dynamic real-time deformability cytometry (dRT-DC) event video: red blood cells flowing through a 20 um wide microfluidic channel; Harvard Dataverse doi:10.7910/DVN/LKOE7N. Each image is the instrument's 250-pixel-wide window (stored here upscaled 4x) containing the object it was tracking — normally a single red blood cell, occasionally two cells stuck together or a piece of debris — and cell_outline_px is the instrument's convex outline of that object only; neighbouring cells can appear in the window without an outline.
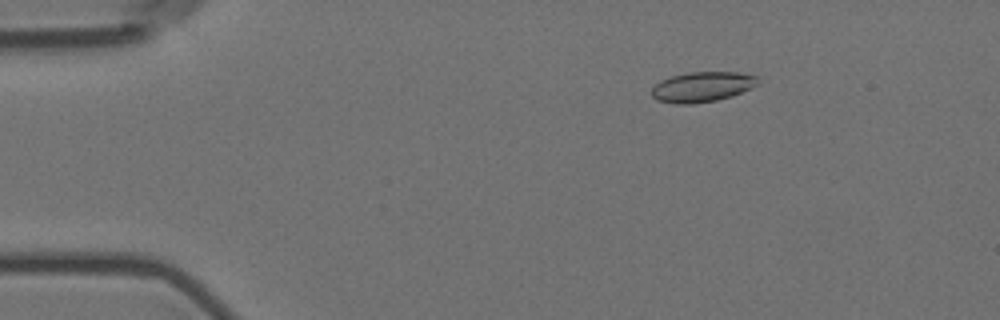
{"species": "Egyptian fruit bat (a non-hibernating species)", "species_latin": "Rousettus aegyptiacus", "temperature_condition": "room temperature", "stored_images_in_passage": 5, "camera_frame_rate_fps": 3000, "um_per_image_px": 0.085, "animal": {"sex": "female"}, "frame": {"image": 1, "passage_image": 2, "time_ms": 0.333, "image_size_px": [1000, 320], "cell_outline_px": [[760, 84], [752, 88], [732, 96], [716, 100], [692, 104], [676, 104], [656, 100], [652, 96], [652, 88], [660, 80], [672, 76], [688, 72], [740, 72], [760, 76]], "centroid_in_image_um": [59.74, 7.37], "position_along_channel_um": 25.3, "area_um2": 18.96}}
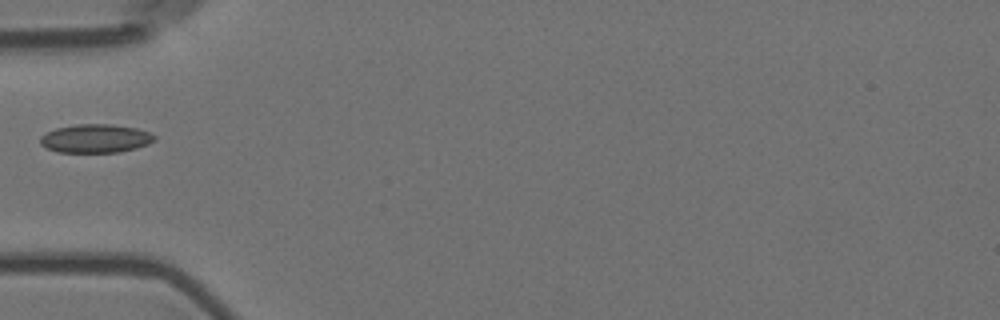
{"frame": {"image": 2, "passage_image": 5, "time_ms": 1.333, "image_size_px": [1000, 320], "cell_outline_px": [[156, 140], [148, 144], [136, 148], [120, 152], [56, 152], [44, 148], [40, 144], [40, 136], [56, 128], [76, 124], [108, 124], [136, 128], [148, 132], [156, 136]], "centroid_in_image_um": [8.1, 11.78], "position_along_channel_um": 76.9, "area_um2": 19.07}}